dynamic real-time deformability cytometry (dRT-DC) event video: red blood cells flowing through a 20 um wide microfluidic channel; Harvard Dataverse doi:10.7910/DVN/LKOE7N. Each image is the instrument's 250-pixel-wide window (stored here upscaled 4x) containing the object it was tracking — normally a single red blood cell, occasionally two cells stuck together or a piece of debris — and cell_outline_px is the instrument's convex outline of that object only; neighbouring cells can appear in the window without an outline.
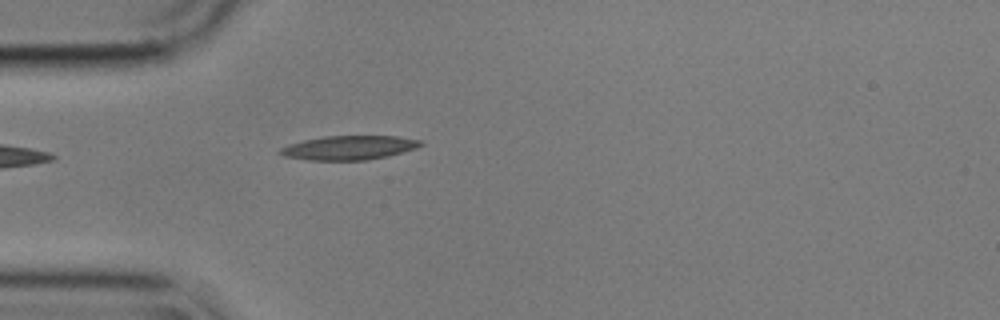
{"species": "common noctule bat (a hibernating species)", "species_latin": "Nyctalus noctula", "temperature_condition": "cold", "stored_images_in_passage": 5, "camera_frame_rate_fps": 3000, "um_per_image_px": 0.085, "animal": {"sex": "male", "body_mass_g": 17.9}, "frame": {"image": 1, "passage_image": 1, "time_ms": 0.0, "image_size_px": [1000, 320], "cell_outline_px": [[424, 144], [416, 148], [388, 156], [368, 160], [308, 160], [284, 156], [276, 152], [280, 148], [288, 144], [304, 140], [324, 136], [396, 136], [420, 140]], "centroid_in_image_um": [29.64, 12.56], "position_along_channel_um": 55.4, "area_um2": 19.77}}